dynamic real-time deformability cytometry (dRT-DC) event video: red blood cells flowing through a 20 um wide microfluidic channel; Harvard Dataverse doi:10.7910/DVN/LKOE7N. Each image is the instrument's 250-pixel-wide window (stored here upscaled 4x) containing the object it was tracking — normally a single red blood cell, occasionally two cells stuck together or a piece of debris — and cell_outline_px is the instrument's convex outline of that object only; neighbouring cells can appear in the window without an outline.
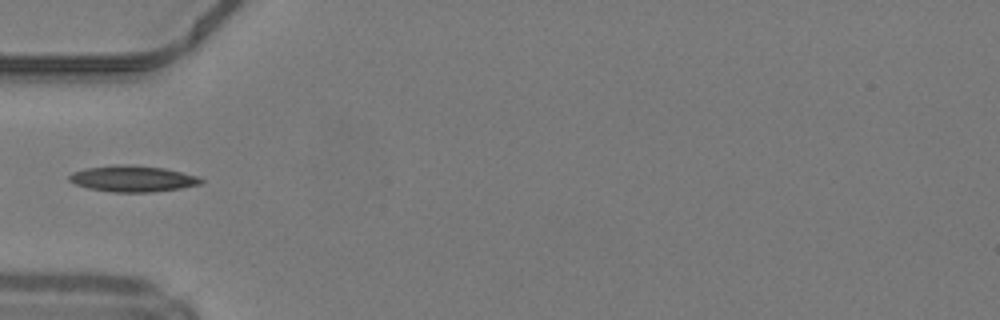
{"species": "common noctule bat (a hibernating species)", "species_latin": "Nyctalus noctula", "temperature_condition": "warm", "stored_images_in_passage": 3, "camera_frame_rate_fps": 3000, "um_per_image_px": 0.085, "animal": {"sex": "male", "body_mass_g": 19.2, "forearm_length_mm": 51.8}, "frame": {"image": 1, "passage_image": 1, "time_ms": 0.0, "image_size_px": [1000, 320], "cell_outline_px": [[204, 180], [200, 184], [180, 188], [152, 192], [112, 192], [88, 188], [76, 184], [68, 180], [68, 176], [72, 172], [84, 168], [120, 164], [132, 164], [164, 168], [196, 176]], "centroid_in_image_um": [11.23, 15.18], "position_along_channel_um": 73.8, "area_um2": 20.06}}